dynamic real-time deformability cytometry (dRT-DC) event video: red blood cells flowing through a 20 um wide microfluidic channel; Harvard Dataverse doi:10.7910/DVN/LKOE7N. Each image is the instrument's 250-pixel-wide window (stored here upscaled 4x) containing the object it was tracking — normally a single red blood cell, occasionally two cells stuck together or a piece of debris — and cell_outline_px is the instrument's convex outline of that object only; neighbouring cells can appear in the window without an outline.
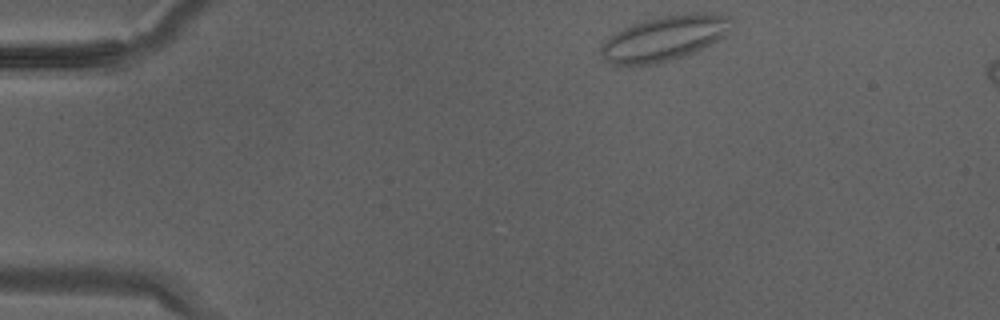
{"species": "Egyptian fruit bat (a non-hibernating species)", "species_latin": "Rousettus aegyptiacus", "temperature_condition": "warm", "stored_images_in_passage": 7, "camera_frame_rate_fps": 3000, "um_per_image_px": 0.085, "animal": {"sex": "male"}, "frame": {"image": 1, "passage_image": 1, "time_ms": 0.0, "image_size_px": [1000, 320], "cell_outline_px": [[728, 32], [724, 36], [696, 52], [684, 56], [656, 64], [612, 64], [604, 60], [600, 56], [600, 48], [616, 32], [632, 24], [644, 20], [664, 16], [688, 12], [704, 12], [728, 16]], "centroid_in_image_um": [56.46, 3.25], "position_along_channel_um": 28.5, "area_um2": 33.7}}